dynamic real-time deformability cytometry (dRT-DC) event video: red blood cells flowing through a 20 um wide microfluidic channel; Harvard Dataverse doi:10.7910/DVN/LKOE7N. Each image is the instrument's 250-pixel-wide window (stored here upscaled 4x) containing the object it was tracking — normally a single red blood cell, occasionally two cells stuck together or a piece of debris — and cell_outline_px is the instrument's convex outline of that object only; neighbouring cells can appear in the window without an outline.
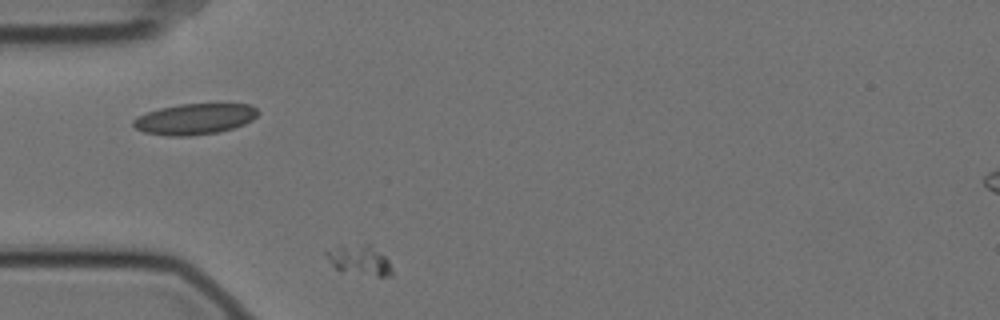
{"species": "Egyptian fruit bat (a non-hibernating species)", "species_latin": "Rousettus aegyptiacus", "temperature_condition": "cold", "stored_images_in_passage": 41, "segment_of_instrument_passage": [1, 2], "camera_frame_rate_fps": 3000, "um_per_image_px": 0.085, "animal": {"sex": "female"}, "frame": {"image": 1, "passage_image": 1, "time_ms": 0.0, "image_size_px": [1000, 320], "cell_outline_px": [[392, 276], [380, 276], [336, 268], [328, 260], [324, 252], [340, 248], [364, 244], [368, 244], [384, 256], [388, 260], [392, 268]], "centroid_in_image_um": [30.63, 22.12], "position_along_channel_um": 54.4, "area_um2": 10.46}}
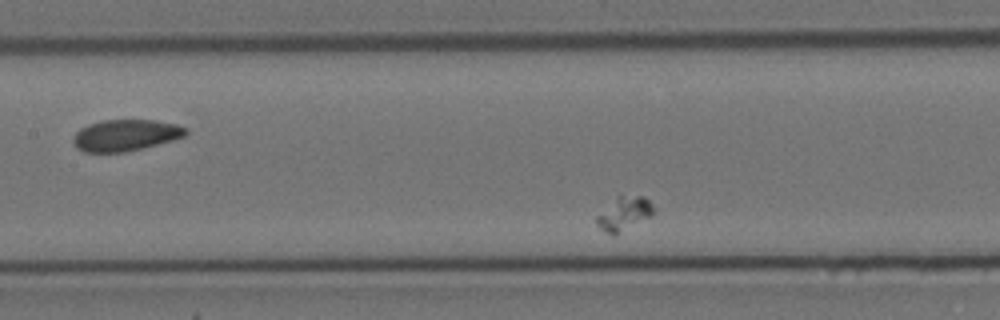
{"frame": {"image": 2, "passage_image": 12, "time_ms": 3.667, "image_size_px": [1000, 320], "cell_outline_px": [[656, 208], [652, 216], [616, 232], [604, 232], [596, 224], [596, 216], [616, 196], [644, 196]], "centroid_in_image_um": [53.06, 18.1], "position_along_channel_um": 154.3, "area_um2": 10.75}}
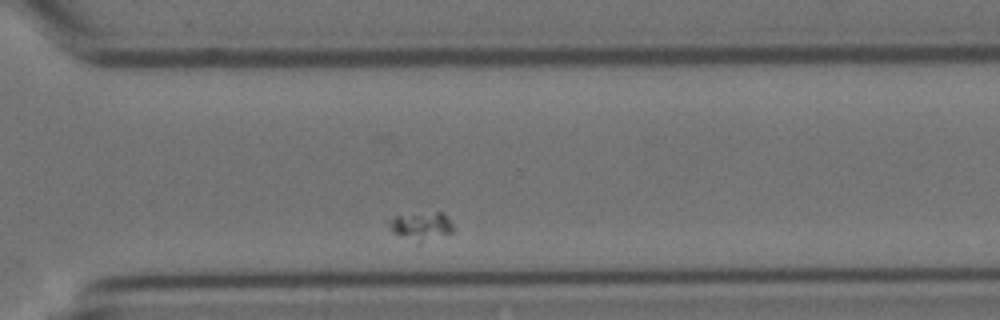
{"frame": {"image": 3, "passage_image": 30, "time_ms": 9.667, "image_size_px": [1000, 320], "cell_outline_px": [[452, 232], [420, 244], [400, 236], [392, 232], [388, 224], [396, 216], [436, 212], [440, 212], [452, 224]], "centroid_in_image_um": [35.79, 19.26], "position_along_channel_um": 334.8, "area_um2": 10.23}}